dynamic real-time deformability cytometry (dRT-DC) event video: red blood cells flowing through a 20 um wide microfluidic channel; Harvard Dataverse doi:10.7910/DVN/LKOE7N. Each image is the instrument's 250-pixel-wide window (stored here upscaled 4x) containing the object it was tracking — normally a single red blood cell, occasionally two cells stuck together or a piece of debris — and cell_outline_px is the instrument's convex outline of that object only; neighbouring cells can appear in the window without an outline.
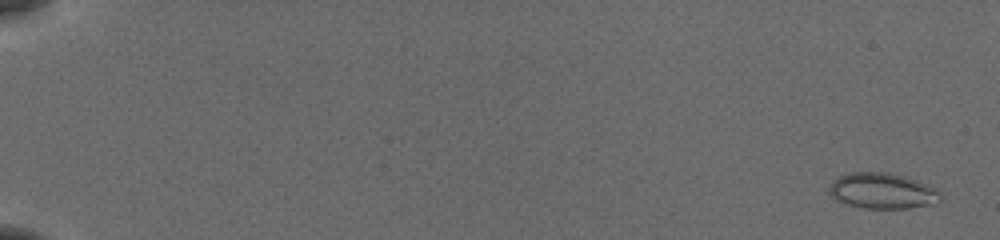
{"species": "common noctule bat (a hibernating species)", "species_latin": "Nyctalus noctula", "temperature_condition": "cold", "stored_images_in_passage": 56, "camera_frame_rate_fps": 3000, "um_per_image_px": 0.085, "animal": {"sex": "female", "body_mass_g": 19.5, "forearm_length_mm": 54.1}, "frame": {"image": 1, "passage_image": 3, "time_ms": 0.667, "image_size_px": [1000, 240], "cell_outline_px": [[940, 200], [928, 204], [908, 208], [864, 208], [848, 204], [836, 200], [828, 192], [828, 188], [840, 176], [852, 172], [888, 172], [916, 180], [928, 184], [936, 188], [940, 196]], "centroid_in_image_um": [74.98, 16.22], "position_along_channel_um": 10.0, "area_um2": 22.77}}
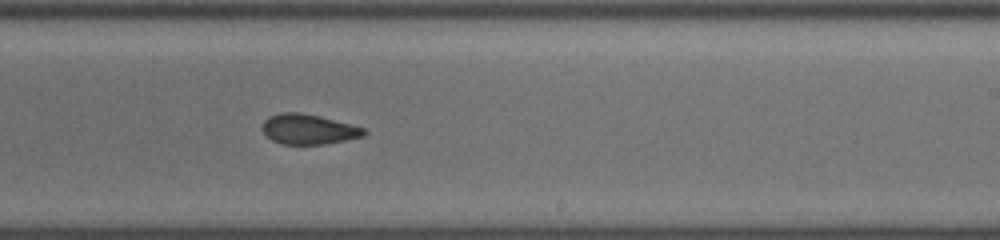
{"frame": {"image": 2, "passage_image": 37, "time_ms": 12.0, "image_size_px": [1000, 240], "cell_outline_px": [[368, 132], [364, 136], [324, 144], [280, 144], [272, 140], [260, 128], [264, 120], [268, 116], [280, 112], [300, 112], [320, 116], [364, 128]], "centroid_in_image_um": [26.18, 10.97], "position_along_channel_um": 262.8, "area_um2": 17.86}}
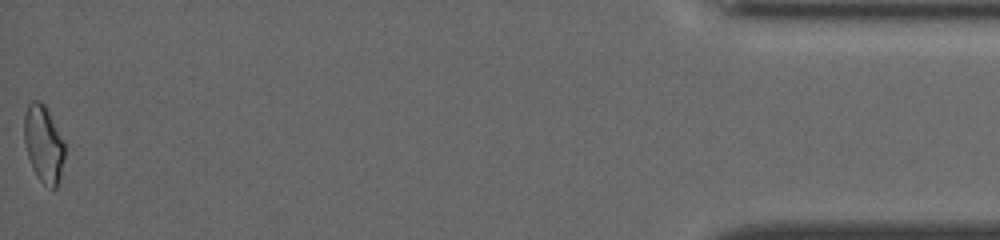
{"frame": {"image": 3, "passage_image": 56, "time_ms": 18.333, "image_size_px": [1000, 240], "cell_outline_px": [[64, 156], [60, 176], [56, 188], [52, 188], [44, 184], [36, 176], [32, 168], [24, 144], [24, 116], [28, 104], [32, 100], [40, 100], [44, 104], [64, 144]], "centroid_in_image_um": [3.67, 12.24], "position_along_channel_um": 431.5, "area_um2": 17.86}, "authors_computed_cell_mechanics": {"area_um2": 18.6116, "velocity_mm_per_s": 3.9109, "shape_relaxation_time_tau1_ms": null, "shape_relaxation_time_tau2_ms": 6.2467, "deformation_change_tau1": null, "deformation_change_tau2": 0.107}}